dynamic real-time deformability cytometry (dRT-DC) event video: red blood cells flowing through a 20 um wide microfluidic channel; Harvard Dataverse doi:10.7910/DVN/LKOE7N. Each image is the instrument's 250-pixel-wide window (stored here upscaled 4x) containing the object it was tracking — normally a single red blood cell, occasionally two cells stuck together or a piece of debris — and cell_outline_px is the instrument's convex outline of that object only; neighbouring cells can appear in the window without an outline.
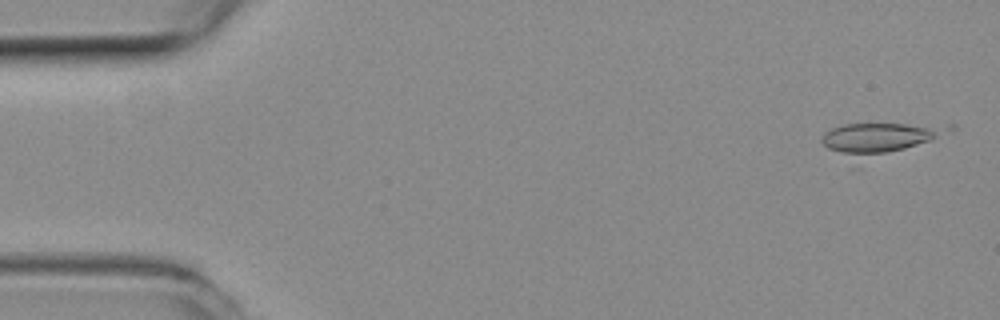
{"species": "common noctule bat (a hibernating species)", "species_latin": "Nyctalus noctula", "temperature_condition": "room temperature", "stored_images_in_passage": 53, "camera_frame_rate_fps": 3000, "um_per_image_px": 0.085, "animal": {"sex": "female", "body_mass_g": 19.3, "forearm_length_mm": 54.1}, "frame": {"image": 1, "passage_image": 2, "time_ms": 0.333, "image_size_px": [1000, 320], "cell_outline_px": [[932, 136], [928, 140], [904, 148], [888, 152], [844, 152], [828, 148], [820, 140], [824, 132], [832, 128], [844, 124], [904, 124], [924, 128], [932, 132]], "centroid_in_image_um": [74.28, 11.68], "position_along_channel_um": 10.7, "area_um2": 18.44}}
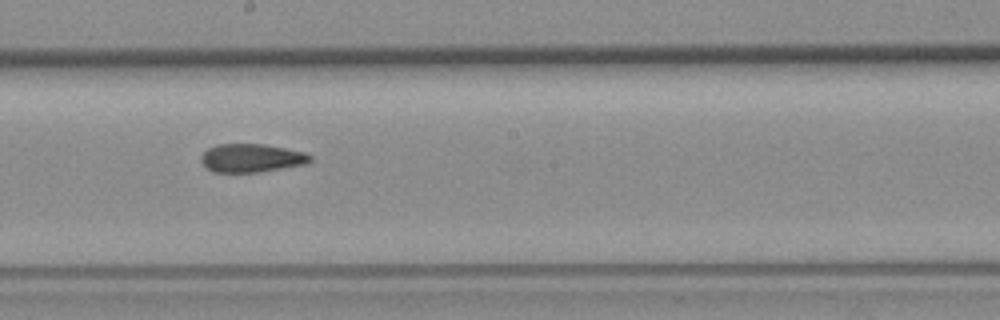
{"frame": {"image": 2, "passage_image": 28, "time_ms": 9.0, "image_size_px": [1000, 320], "cell_outline_px": [[312, 160], [308, 164], [256, 172], [212, 172], [200, 160], [200, 156], [208, 148], [220, 144], [264, 144], [304, 152], [312, 156]], "centroid_in_image_um": [21.39, 13.43], "position_along_channel_um": 226.8, "area_um2": 17.98}}
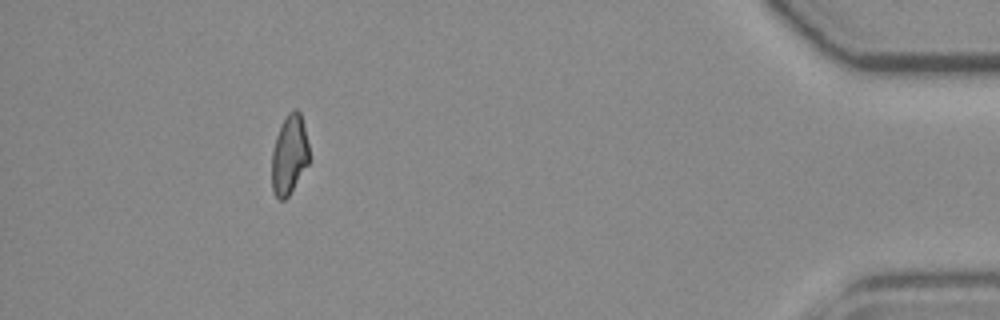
{"frame": {"image": 3, "passage_image": 47, "time_ms": 15.333, "image_size_px": [1000, 320], "cell_outline_px": [[308, 164], [288, 196], [284, 200], [280, 200], [272, 192], [272, 152], [276, 136], [288, 112], [292, 108], [296, 108], [300, 112], [308, 144]], "centroid_in_image_um": [24.58, 13.16], "position_along_channel_um": 410.6, "area_um2": 17.05}, "authors_computed_cell_mechanics": {"area_um2": 18.496, "velocity_mm_per_s": 3.9106, "shape_relaxation_time_tau1_ms": 7.1544, "shape_relaxation_time_tau2_ms": 2.6633, "deformation_change_tau1": 0.187, "deformation_change_tau2": 0.102}}